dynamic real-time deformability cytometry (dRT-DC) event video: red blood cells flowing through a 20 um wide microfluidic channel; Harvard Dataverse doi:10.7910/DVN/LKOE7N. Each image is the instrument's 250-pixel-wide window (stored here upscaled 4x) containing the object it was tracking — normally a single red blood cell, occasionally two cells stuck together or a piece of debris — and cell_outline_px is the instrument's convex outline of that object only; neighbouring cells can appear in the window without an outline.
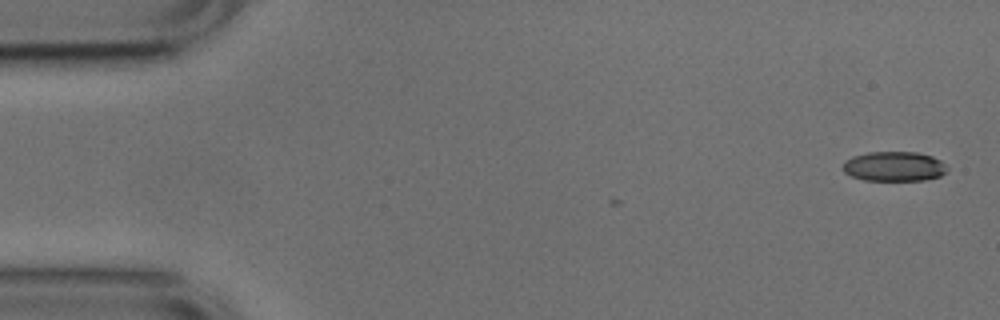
{"species": "common noctule bat (a hibernating species)", "species_latin": "Nyctalus noctula", "temperature_condition": "cold", "stored_images_in_passage": 3, "camera_frame_rate_fps": 3000, "um_per_image_px": 0.085, "animal": {"sex": "male", "body_mass_g": 17.9, "forearm_length_mm": 54.2}, "frame": {"image": 1, "passage_image": 3, "time_ms": 0.667, "image_size_px": [1000, 320], "cell_outline_px": [[948, 172], [940, 176], [924, 180], [864, 180], [852, 176], [844, 172], [840, 168], [844, 160], [852, 156], [868, 152], [916, 152], [932, 156], [940, 160], [948, 168]], "centroid_in_image_um": [75.97, 14.14], "position_along_channel_um": 9.0, "area_um2": 18.26}}